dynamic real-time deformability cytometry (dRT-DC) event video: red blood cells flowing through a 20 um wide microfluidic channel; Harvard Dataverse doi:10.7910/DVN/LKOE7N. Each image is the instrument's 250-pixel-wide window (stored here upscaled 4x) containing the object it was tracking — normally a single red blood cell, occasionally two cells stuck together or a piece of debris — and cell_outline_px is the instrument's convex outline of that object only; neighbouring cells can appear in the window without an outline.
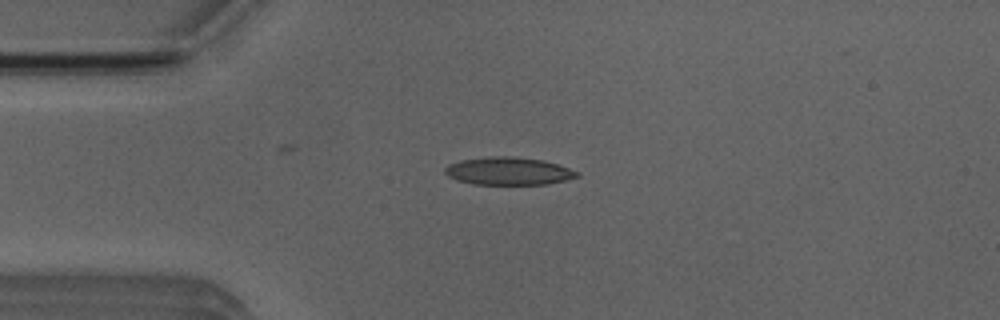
{"species": "Egyptian fruit bat (a non-hibernating species)", "species_latin": "Rousettus aegyptiacus", "temperature_condition": "room temperature", "stored_images_in_passage": 5, "camera_frame_rate_fps": 3000, "um_per_image_px": 0.085, "animal": {"sex": "male"}, "frame": {"image": 1, "passage_image": 3, "time_ms": 2.333, "image_size_px": [1000, 320], "cell_outline_px": [[580, 176], [548, 184], [472, 184], [456, 180], [448, 176], [444, 172], [444, 168], [448, 164], [460, 160], [492, 156], [508, 156], [544, 160], [580, 172]], "centroid_in_image_um": [43.19, 14.54], "position_along_channel_um": 41.8, "area_um2": 21.33}}
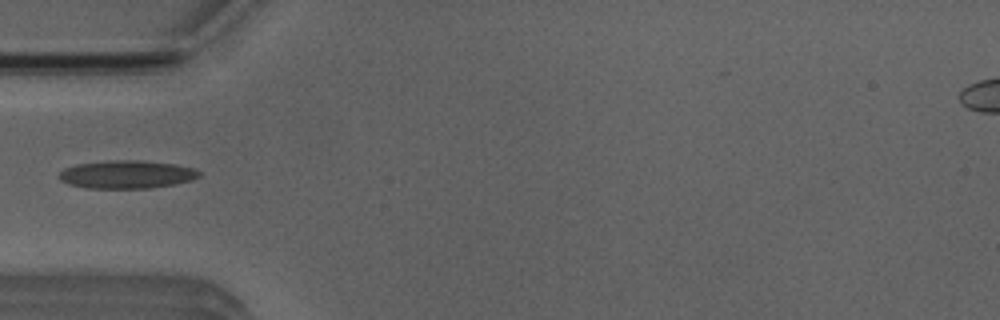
{"frame": {"image": 2, "passage_image": 4, "time_ms": 3.667, "image_size_px": [1000, 320], "cell_outline_px": [[200, 176], [192, 180], [176, 184], [148, 188], [84, 188], [68, 184], [60, 180], [56, 176], [64, 168], [76, 164], [108, 160], [140, 160], [176, 164], [192, 168], [200, 172]], "centroid_in_image_um": [10.73, 14.82], "position_along_channel_um": 74.3, "area_um2": 23.12}}